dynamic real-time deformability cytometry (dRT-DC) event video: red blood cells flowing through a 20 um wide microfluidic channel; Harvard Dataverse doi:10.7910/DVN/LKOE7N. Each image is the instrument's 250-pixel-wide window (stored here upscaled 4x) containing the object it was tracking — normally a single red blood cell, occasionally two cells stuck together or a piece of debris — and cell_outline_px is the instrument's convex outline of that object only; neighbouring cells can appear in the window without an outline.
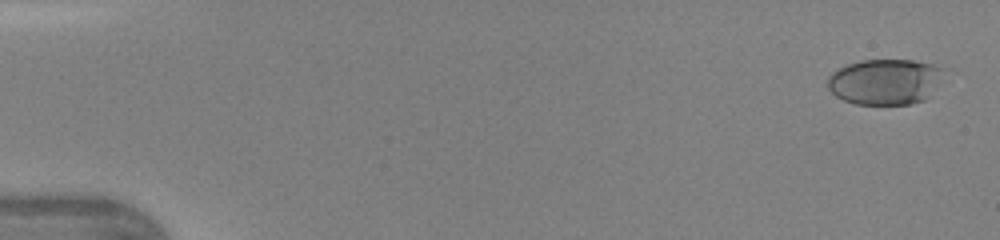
{"species": "human", "species_latin": "Homo sapiens", "temperature_condition": "warm", "stored_images_in_passage": 45, "camera_frame_rate_fps": 3000, "um_per_image_px": 0.085, "donor": {"sex": "female"}, "frame": {"image": 1, "passage_image": 2, "time_ms": 0.333, "image_size_px": [1000, 240], "cell_outline_px": [[940, 68], [924, 100], [912, 104], [856, 104], [844, 100], [836, 96], [828, 88], [828, 76], [832, 72], [848, 64], [860, 60], [912, 60], [932, 64]], "centroid_in_image_um": [75.07, 6.94], "position_along_channel_um": 9.9, "area_um2": 29.77}}
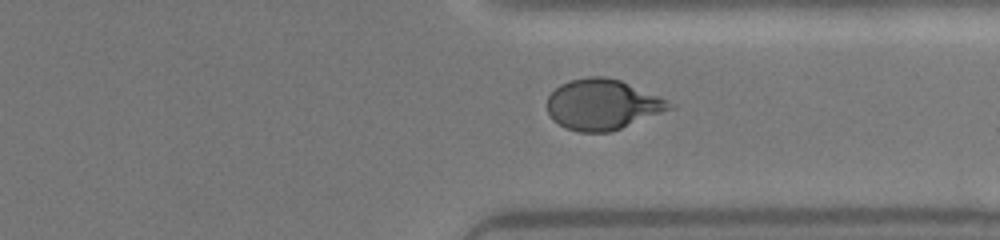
{"frame": {"image": 2, "passage_image": 35, "time_ms": 11.333, "image_size_px": [1000, 240], "cell_outline_px": [[676, 108], [612, 132], [580, 132], [568, 128], [552, 120], [548, 112], [548, 96], [560, 84], [572, 80], [588, 76], [604, 76], [620, 80], [676, 104]], "centroid_in_image_um": [51.25, 8.9], "position_along_channel_um": 360.2, "area_um2": 36.01}}
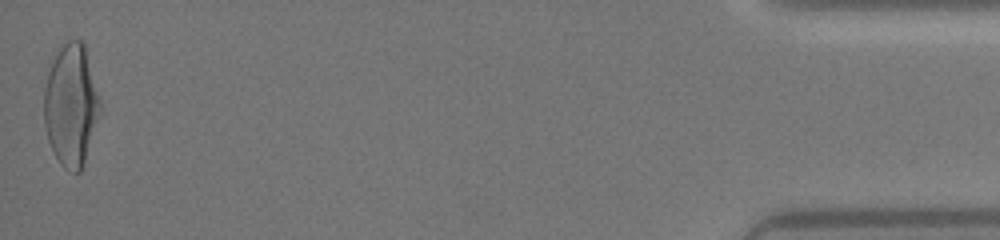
{"frame": {"image": 3, "passage_image": 45, "time_ms": 14.667, "image_size_px": [1000, 240], "cell_outline_px": [[100, 112], [80, 172], [76, 172], [64, 168], [60, 164], [48, 140], [44, 124], [44, 88], [48, 72], [52, 60], [60, 48], [68, 40], [80, 40], [84, 44], [100, 100]], "centroid_in_image_um": [6.02, 8.92], "position_along_channel_um": 429.2, "area_um2": 39.13}}